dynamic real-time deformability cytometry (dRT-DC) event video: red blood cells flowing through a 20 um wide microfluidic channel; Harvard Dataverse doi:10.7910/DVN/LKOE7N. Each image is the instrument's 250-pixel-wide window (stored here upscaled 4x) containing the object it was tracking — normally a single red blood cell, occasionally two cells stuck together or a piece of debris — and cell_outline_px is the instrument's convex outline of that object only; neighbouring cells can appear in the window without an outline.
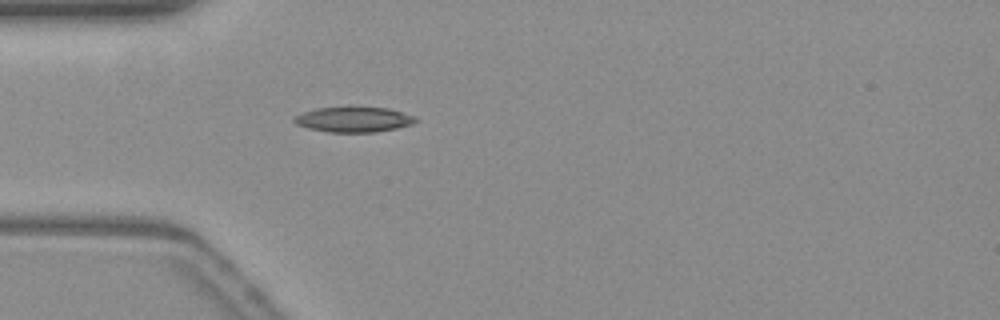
{"species": "common noctule bat (a hibernating species)", "species_latin": "Nyctalus noctula", "temperature_condition": "warm", "stored_images_in_passage": 39, "camera_frame_rate_fps": 3000, "um_per_image_px": 0.085, "animal": {"sex": "female", "body_mass_g": 19.3, "forearm_length_mm": 54.1}, "frame": {"image": 1, "passage_image": 1, "time_ms": 0.0, "image_size_px": [1000, 320], "cell_outline_px": [[420, 120], [412, 124], [396, 128], [376, 132], [328, 132], [308, 128], [296, 124], [292, 120], [296, 116], [304, 112], [316, 108], [348, 104], [388, 108], [416, 116]], "centroid_in_image_um": [30.08, 10.11], "position_along_channel_um": 54.9, "area_um2": 18.67}}
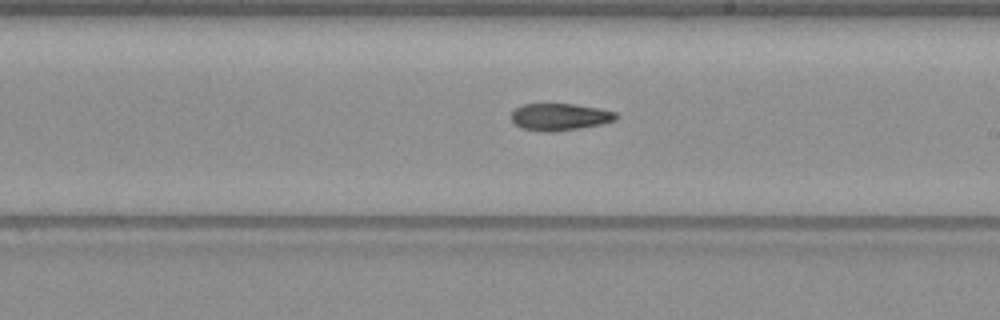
{"frame": {"image": 2, "passage_image": 16, "time_ms": 5.0, "image_size_px": [1000, 320], "cell_outline_px": [[616, 120], [600, 124], [580, 128], [556, 132], [544, 132], [520, 128], [512, 120], [512, 112], [516, 108], [524, 104], [576, 104], [616, 112]], "centroid_in_image_um": [47.56, 9.94], "position_along_channel_um": 241.4, "area_um2": 16.42}}
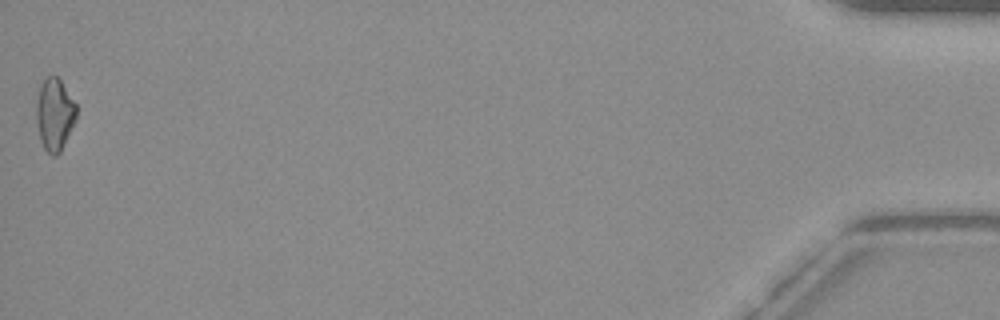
{"frame": {"image": 3, "passage_image": 39, "time_ms": 12.667, "image_size_px": [1000, 320], "cell_outline_px": [[76, 120], [60, 152], [56, 156], [52, 156], [44, 148], [40, 140], [36, 120], [36, 104], [40, 84], [48, 76], [56, 76], [60, 80], [76, 104]], "centroid_in_image_um": [4.63, 9.74], "position_along_channel_um": 430.6, "area_um2": 16.76}, "authors_computed_cell_mechanics": {"area_um2": 16.5308, "velocity_mm_per_s": 3.8307, "shape_relaxation_time_tau1_ms": 5.3242, "shape_relaxation_time_tau2_ms": null, "deformation_change_tau1": 0.1329, "deformation_change_tau2": null}}